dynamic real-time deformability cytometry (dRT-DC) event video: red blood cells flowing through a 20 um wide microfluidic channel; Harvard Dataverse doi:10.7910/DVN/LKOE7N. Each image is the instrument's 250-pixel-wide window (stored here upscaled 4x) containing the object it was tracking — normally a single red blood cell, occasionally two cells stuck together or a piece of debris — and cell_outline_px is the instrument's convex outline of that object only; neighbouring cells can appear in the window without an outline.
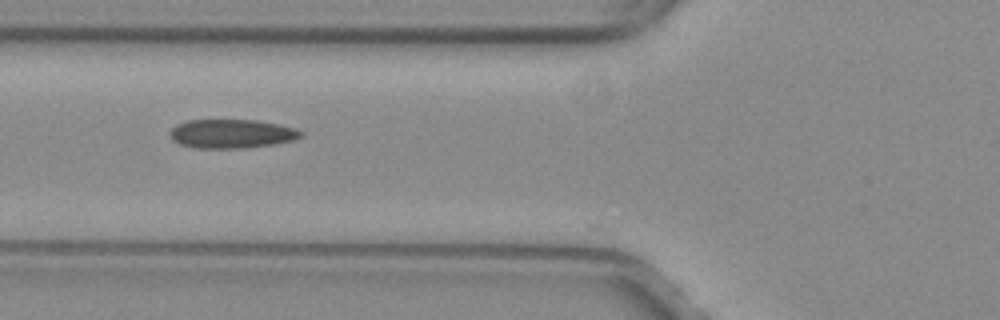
{"species": "common noctule bat (a hibernating species)", "species_latin": "Nyctalus noctula", "temperature_condition": "warm", "stored_images_in_passage": 37, "camera_frame_rate_fps": 3000, "um_per_image_px": 0.085, "animal": {"sex": "female", "body_mass_g": 29.2, "forearm_length_mm": 56.3}, "frame": {"image": 1, "passage_image": 4, "time_ms": 1.0, "image_size_px": [1000, 320], "cell_outline_px": [[304, 136], [292, 140], [272, 144], [248, 148], [196, 148], [180, 144], [172, 140], [168, 132], [176, 124], [188, 120], [256, 120], [296, 128], [304, 132]], "centroid_in_image_um": [19.67, 11.37], "position_along_channel_um": 106.1, "area_um2": 22.14}}
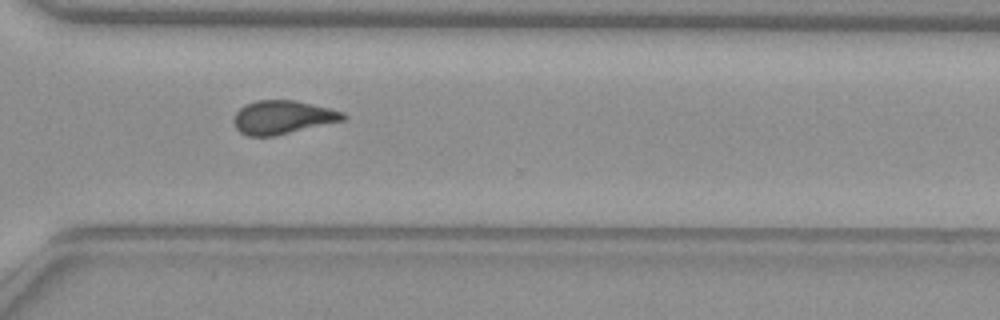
{"frame": {"image": 2, "passage_image": 22, "time_ms": 7.0, "image_size_px": [1000, 320], "cell_outline_px": [[348, 116], [344, 120], [276, 136], [248, 136], [240, 132], [236, 128], [232, 120], [236, 112], [244, 104], [256, 100], [296, 100], [344, 112]], "centroid_in_image_um": [24.0, 9.97], "position_along_channel_um": 346.6, "area_um2": 21.5}}
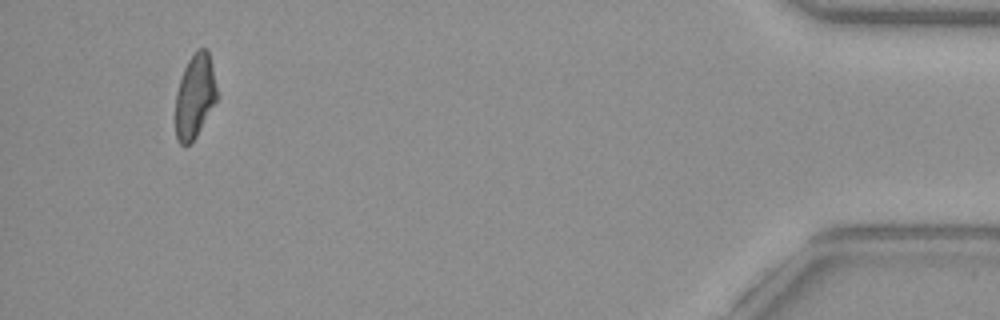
{"frame": {"image": 3, "passage_image": 33, "time_ms": 10.667, "image_size_px": [1000, 320], "cell_outline_px": [[216, 100], [196, 136], [188, 144], [180, 144], [176, 140], [176, 92], [184, 68], [188, 60], [200, 48], [208, 48], [216, 88]], "centroid_in_image_um": [16.54, 8.17], "position_along_channel_um": 418.7, "area_um2": 19.71}}